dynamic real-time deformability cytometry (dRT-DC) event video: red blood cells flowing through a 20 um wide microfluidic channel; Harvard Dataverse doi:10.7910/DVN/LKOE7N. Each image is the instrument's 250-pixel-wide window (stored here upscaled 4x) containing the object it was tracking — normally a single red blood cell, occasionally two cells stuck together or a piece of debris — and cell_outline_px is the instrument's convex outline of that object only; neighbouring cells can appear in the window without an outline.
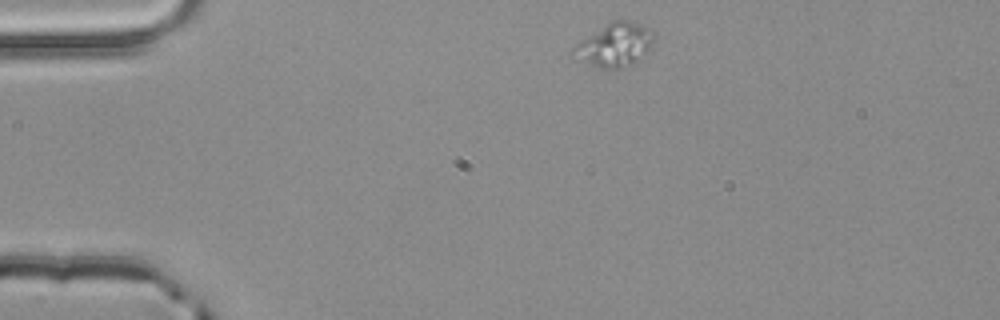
{"species": "common noctule bat (a hibernating species)", "species_latin": "Nyctalus noctula", "temperature_condition": "room temperature", "stored_images_in_passage": 2, "camera_frame_rate_fps": 3000, "um_per_image_px": 0.085, "animal": {"sex": "male", "body_mass_g": 20.4}, "frame": {"image": 1, "passage_image": 1, "time_ms": 0.0, "image_size_px": [1000, 320], "cell_outline_px": [[656, 40], [632, 64], [620, 68], [600, 68], [592, 64], [572, 48], [580, 40], [612, 20], [632, 20], [656, 32]], "centroid_in_image_um": [52.36, 3.74], "position_along_channel_um": 32.6, "area_um2": 19.59}}